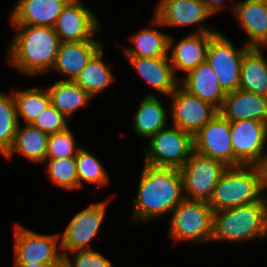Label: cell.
<instances>
[{
	"mask_svg": "<svg viewBox=\"0 0 267 267\" xmlns=\"http://www.w3.org/2000/svg\"><path fill=\"white\" fill-rule=\"evenodd\" d=\"M264 198L261 166L228 167L208 204L214 212L260 202Z\"/></svg>",
	"mask_w": 267,
	"mask_h": 267,
	"instance_id": "4",
	"label": "cell"
},
{
	"mask_svg": "<svg viewBox=\"0 0 267 267\" xmlns=\"http://www.w3.org/2000/svg\"><path fill=\"white\" fill-rule=\"evenodd\" d=\"M108 201L90 204L72 217L63 233H60L62 255L92 250L90 244L103 224Z\"/></svg>",
	"mask_w": 267,
	"mask_h": 267,
	"instance_id": "10",
	"label": "cell"
},
{
	"mask_svg": "<svg viewBox=\"0 0 267 267\" xmlns=\"http://www.w3.org/2000/svg\"><path fill=\"white\" fill-rule=\"evenodd\" d=\"M261 48L250 47L243 55L239 89L267 98V58Z\"/></svg>",
	"mask_w": 267,
	"mask_h": 267,
	"instance_id": "26",
	"label": "cell"
},
{
	"mask_svg": "<svg viewBox=\"0 0 267 267\" xmlns=\"http://www.w3.org/2000/svg\"><path fill=\"white\" fill-rule=\"evenodd\" d=\"M219 112L229 121L253 119L267 124V98L237 89L226 94Z\"/></svg>",
	"mask_w": 267,
	"mask_h": 267,
	"instance_id": "21",
	"label": "cell"
},
{
	"mask_svg": "<svg viewBox=\"0 0 267 267\" xmlns=\"http://www.w3.org/2000/svg\"><path fill=\"white\" fill-rule=\"evenodd\" d=\"M60 264L14 263L13 267H56Z\"/></svg>",
	"mask_w": 267,
	"mask_h": 267,
	"instance_id": "37",
	"label": "cell"
},
{
	"mask_svg": "<svg viewBox=\"0 0 267 267\" xmlns=\"http://www.w3.org/2000/svg\"><path fill=\"white\" fill-rule=\"evenodd\" d=\"M232 12L249 38L245 45L267 48V0H243Z\"/></svg>",
	"mask_w": 267,
	"mask_h": 267,
	"instance_id": "20",
	"label": "cell"
},
{
	"mask_svg": "<svg viewBox=\"0 0 267 267\" xmlns=\"http://www.w3.org/2000/svg\"><path fill=\"white\" fill-rule=\"evenodd\" d=\"M56 267H67L64 262H62L60 265L56 266Z\"/></svg>",
	"mask_w": 267,
	"mask_h": 267,
	"instance_id": "39",
	"label": "cell"
},
{
	"mask_svg": "<svg viewBox=\"0 0 267 267\" xmlns=\"http://www.w3.org/2000/svg\"><path fill=\"white\" fill-rule=\"evenodd\" d=\"M249 48L244 44L236 49L233 42L220 31L210 39L206 62L214 70L226 94L239 89L242 59Z\"/></svg>",
	"mask_w": 267,
	"mask_h": 267,
	"instance_id": "9",
	"label": "cell"
},
{
	"mask_svg": "<svg viewBox=\"0 0 267 267\" xmlns=\"http://www.w3.org/2000/svg\"><path fill=\"white\" fill-rule=\"evenodd\" d=\"M76 170L79 181V189L83 188L84 182L97 187L109 184L110 176L99 158L86 148L81 147L75 156Z\"/></svg>",
	"mask_w": 267,
	"mask_h": 267,
	"instance_id": "30",
	"label": "cell"
},
{
	"mask_svg": "<svg viewBox=\"0 0 267 267\" xmlns=\"http://www.w3.org/2000/svg\"><path fill=\"white\" fill-rule=\"evenodd\" d=\"M63 255V262L67 267H115L102 253L92 250L75 251Z\"/></svg>",
	"mask_w": 267,
	"mask_h": 267,
	"instance_id": "35",
	"label": "cell"
},
{
	"mask_svg": "<svg viewBox=\"0 0 267 267\" xmlns=\"http://www.w3.org/2000/svg\"><path fill=\"white\" fill-rule=\"evenodd\" d=\"M168 114L163 101L153 93L147 94L141 100L133 116V131L149 140L160 130L168 127Z\"/></svg>",
	"mask_w": 267,
	"mask_h": 267,
	"instance_id": "24",
	"label": "cell"
},
{
	"mask_svg": "<svg viewBox=\"0 0 267 267\" xmlns=\"http://www.w3.org/2000/svg\"><path fill=\"white\" fill-rule=\"evenodd\" d=\"M214 35L193 32L180 39L177 43L169 35L168 55L177 77L176 71H182L186 75L189 71L206 61L210 39Z\"/></svg>",
	"mask_w": 267,
	"mask_h": 267,
	"instance_id": "16",
	"label": "cell"
},
{
	"mask_svg": "<svg viewBox=\"0 0 267 267\" xmlns=\"http://www.w3.org/2000/svg\"><path fill=\"white\" fill-rule=\"evenodd\" d=\"M139 178L132 223H147L164 217L185 199L180 169L144 164Z\"/></svg>",
	"mask_w": 267,
	"mask_h": 267,
	"instance_id": "1",
	"label": "cell"
},
{
	"mask_svg": "<svg viewBox=\"0 0 267 267\" xmlns=\"http://www.w3.org/2000/svg\"><path fill=\"white\" fill-rule=\"evenodd\" d=\"M69 119L50 104L33 122L32 126L47 134L57 133L68 128Z\"/></svg>",
	"mask_w": 267,
	"mask_h": 267,
	"instance_id": "34",
	"label": "cell"
},
{
	"mask_svg": "<svg viewBox=\"0 0 267 267\" xmlns=\"http://www.w3.org/2000/svg\"><path fill=\"white\" fill-rule=\"evenodd\" d=\"M102 47L81 71L75 82L88 92L93 98L105 91L116 79L110 67L102 60Z\"/></svg>",
	"mask_w": 267,
	"mask_h": 267,
	"instance_id": "28",
	"label": "cell"
},
{
	"mask_svg": "<svg viewBox=\"0 0 267 267\" xmlns=\"http://www.w3.org/2000/svg\"><path fill=\"white\" fill-rule=\"evenodd\" d=\"M48 136L46 132L33 127L31 124L18 126L14 142L9 151L4 155L8 160L14 153L22 155L28 161L34 163H44L47 153Z\"/></svg>",
	"mask_w": 267,
	"mask_h": 267,
	"instance_id": "25",
	"label": "cell"
},
{
	"mask_svg": "<svg viewBox=\"0 0 267 267\" xmlns=\"http://www.w3.org/2000/svg\"><path fill=\"white\" fill-rule=\"evenodd\" d=\"M170 97L172 126L192 135L196 134L219 112L215 106L190 94L181 85Z\"/></svg>",
	"mask_w": 267,
	"mask_h": 267,
	"instance_id": "14",
	"label": "cell"
},
{
	"mask_svg": "<svg viewBox=\"0 0 267 267\" xmlns=\"http://www.w3.org/2000/svg\"><path fill=\"white\" fill-rule=\"evenodd\" d=\"M171 213L168 233L174 242H211L214 211L208 202L184 199Z\"/></svg>",
	"mask_w": 267,
	"mask_h": 267,
	"instance_id": "5",
	"label": "cell"
},
{
	"mask_svg": "<svg viewBox=\"0 0 267 267\" xmlns=\"http://www.w3.org/2000/svg\"><path fill=\"white\" fill-rule=\"evenodd\" d=\"M227 168L224 163L194 151L180 168L184 198L209 202L214 188Z\"/></svg>",
	"mask_w": 267,
	"mask_h": 267,
	"instance_id": "8",
	"label": "cell"
},
{
	"mask_svg": "<svg viewBox=\"0 0 267 267\" xmlns=\"http://www.w3.org/2000/svg\"><path fill=\"white\" fill-rule=\"evenodd\" d=\"M194 151L224 163L228 167L242 166L234 157L230 121L218 112L193 135Z\"/></svg>",
	"mask_w": 267,
	"mask_h": 267,
	"instance_id": "12",
	"label": "cell"
},
{
	"mask_svg": "<svg viewBox=\"0 0 267 267\" xmlns=\"http://www.w3.org/2000/svg\"><path fill=\"white\" fill-rule=\"evenodd\" d=\"M18 30L8 48L6 61L19 72L35 76L54 67L60 39L52 26H12Z\"/></svg>",
	"mask_w": 267,
	"mask_h": 267,
	"instance_id": "2",
	"label": "cell"
},
{
	"mask_svg": "<svg viewBox=\"0 0 267 267\" xmlns=\"http://www.w3.org/2000/svg\"><path fill=\"white\" fill-rule=\"evenodd\" d=\"M154 10V16L166 26H196L194 33L216 34L214 27H206L203 23L213 13L203 0H159Z\"/></svg>",
	"mask_w": 267,
	"mask_h": 267,
	"instance_id": "13",
	"label": "cell"
},
{
	"mask_svg": "<svg viewBox=\"0 0 267 267\" xmlns=\"http://www.w3.org/2000/svg\"><path fill=\"white\" fill-rule=\"evenodd\" d=\"M151 24L154 28H141L130 37L133 47L121 45L127 57L157 58L169 56V35L155 29V27L161 26V22L154 15Z\"/></svg>",
	"mask_w": 267,
	"mask_h": 267,
	"instance_id": "23",
	"label": "cell"
},
{
	"mask_svg": "<svg viewBox=\"0 0 267 267\" xmlns=\"http://www.w3.org/2000/svg\"><path fill=\"white\" fill-rule=\"evenodd\" d=\"M81 147L76 145L70 128L48 136L46 159L75 157Z\"/></svg>",
	"mask_w": 267,
	"mask_h": 267,
	"instance_id": "33",
	"label": "cell"
},
{
	"mask_svg": "<svg viewBox=\"0 0 267 267\" xmlns=\"http://www.w3.org/2000/svg\"><path fill=\"white\" fill-rule=\"evenodd\" d=\"M131 66L156 92L169 97L180 85V79L174 73L169 56L127 57Z\"/></svg>",
	"mask_w": 267,
	"mask_h": 267,
	"instance_id": "18",
	"label": "cell"
},
{
	"mask_svg": "<svg viewBox=\"0 0 267 267\" xmlns=\"http://www.w3.org/2000/svg\"><path fill=\"white\" fill-rule=\"evenodd\" d=\"M267 238V194L260 202L214 212L211 242L244 243Z\"/></svg>",
	"mask_w": 267,
	"mask_h": 267,
	"instance_id": "3",
	"label": "cell"
},
{
	"mask_svg": "<svg viewBox=\"0 0 267 267\" xmlns=\"http://www.w3.org/2000/svg\"><path fill=\"white\" fill-rule=\"evenodd\" d=\"M16 102L17 118L23 119L25 124L32 122L51 104L47 87H31L24 90H12Z\"/></svg>",
	"mask_w": 267,
	"mask_h": 267,
	"instance_id": "29",
	"label": "cell"
},
{
	"mask_svg": "<svg viewBox=\"0 0 267 267\" xmlns=\"http://www.w3.org/2000/svg\"><path fill=\"white\" fill-rule=\"evenodd\" d=\"M103 47L98 40L61 42L57 58L51 71L65 75L67 78L58 80L75 81L91 58Z\"/></svg>",
	"mask_w": 267,
	"mask_h": 267,
	"instance_id": "19",
	"label": "cell"
},
{
	"mask_svg": "<svg viewBox=\"0 0 267 267\" xmlns=\"http://www.w3.org/2000/svg\"><path fill=\"white\" fill-rule=\"evenodd\" d=\"M203 2L213 14L219 13L220 10L224 9V5L226 4L225 0H203Z\"/></svg>",
	"mask_w": 267,
	"mask_h": 267,
	"instance_id": "36",
	"label": "cell"
},
{
	"mask_svg": "<svg viewBox=\"0 0 267 267\" xmlns=\"http://www.w3.org/2000/svg\"><path fill=\"white\" fill-rule=\"evenodd\" d=\"M144 147V164L180 169L194 152L193 135L168 126L153 135Z\"/></svg>",
	"mask_w": 267,
	"mask_h": 267,
	"instance_id": "6",
	"label": "cell"
},
{
	"mask_svg": "<svg viewBox=\"0 0 267 267\" xmlns=\"http://www.w3.org/2000/svg\"><path fill=\"white\" fill-rule=\"evenodd\" d=\"M235 159L242 166H261L267 157V124L253 119L230 121Z\"/></svg>",
	"mask_w": 267,
	"mask_h": 267,
	"instance_id": "11",
	"label": "cell"
},
{
	"mask_svg": "<svg viewBox=\"0 0 267 267\" xmlns=\"http://www.w3.org/2000/svg\"><path fill=\"white\" fill-rule=\"evenodd\" d=\"M18 126L16 102L12 92L6 94L0 91V154L3 156L11 148Z\"/></svg>",
	"mask_w": 267,
	"mask_h": 267,
	"instance_id": "31",
	"label": "cell"
},
{
	"mask_svg": "<svg viewBox=\"0 0 267 267\" xmlns=\"http://www.w3.org/2000/svg\"><path fill=\"white\" fill-rule=\"evenodd\" d=\"M180 85L190 94L212 104L218 110L221 109L226 97L214 70L206 61L184 75L180 79Z\"/></svg>",
	"mask_w": 267,
	"mask_h": 267,
	"instance_id": "22",
	"label": "cell"
},
{
	"mask_svg": "<svg viewBox=\"0 0 267 267\" xmlns=\"http://www.w3.org/2000/svg\"><path fill=\"white\" fill-rule=\"evenodd\" d=\"M70 0H17L11 11L12 26H54Z\"/></svg>",
	"mask_w": 267,
	"mask_h": 267,
	"instance_id": "17",
	"label": "cell"
},
{
	"mask_svg": "<svg viewBox=\"0 0 267 267\" xmlns=\"http://www.w3.org/2000/svg\"><path fill=\"white\" fill-rule=\"evenodd\" d=\"M100 22L96 14L81 0H70L61 11L53 28L60 42H77L96 40L100 32Z\"/></svg>",
	"mask_w": 267,
	"mask_h": 267,
	"instance_id": "15",
	"label": "cell"
},
{
	"mask_svg": "<svg viewBox=\"0 0 267 267\" xmlns=\"http://www.w3.org/2000/svg\"><path fill=\"white\" fill-rule=\"evenodd\" d=\"M262 174H263V193L267 191V157L261 164Z\"/></svg>",
	"mask_w": 267,
	"mask_h": 267,
	"instance_id": "38",
	"label": "cell"
},
{
	"mask_svg": "<svg viewBox=\"0 0 267 267\" xmlns=\"http://www.w3.org/2000/svg\"><path fill=\"white\" fill-rule=\"evenodd\" d=\"M14 231V263L61 264L60 233L41 234L16 223Z\"/></svg>",
	"mask_w": 267,
	"mask_h": 267,
	"instance_id": "7",
	"label": "cell"
},
{
	"mask_svg": "<svg viewBox=\"0 0 267 267\" xmlns=\"http://www.w3.org/2000/svg\"><path fill=\"white\" fill-rule=\"evenodd\" d=\"M47 178L60 189L76 191L79 181L76 170L75 157L60 159H45L44 164Z\"/></svg>",
	"mask_w": 267,
	"mask_h": 267,
	"instance_id": "32",
	"label": "cell"
},
{
	"mask_svg": "<svg viewBox=\"0 0 267 267\" xmlns=\"http://www.w3.org/2000/svg\"><path fill=\"white\" fill-rule=\"evenodd\" d=\"M47 89L51 104L68 119L93 98L75 81L70 80H57L51 86L48 85Z\"/></svg>",
	"mask_w": 267,
	"mask_h": 267,
	"instance_id": "27",
	"label": "cell"
}]
</instances>
